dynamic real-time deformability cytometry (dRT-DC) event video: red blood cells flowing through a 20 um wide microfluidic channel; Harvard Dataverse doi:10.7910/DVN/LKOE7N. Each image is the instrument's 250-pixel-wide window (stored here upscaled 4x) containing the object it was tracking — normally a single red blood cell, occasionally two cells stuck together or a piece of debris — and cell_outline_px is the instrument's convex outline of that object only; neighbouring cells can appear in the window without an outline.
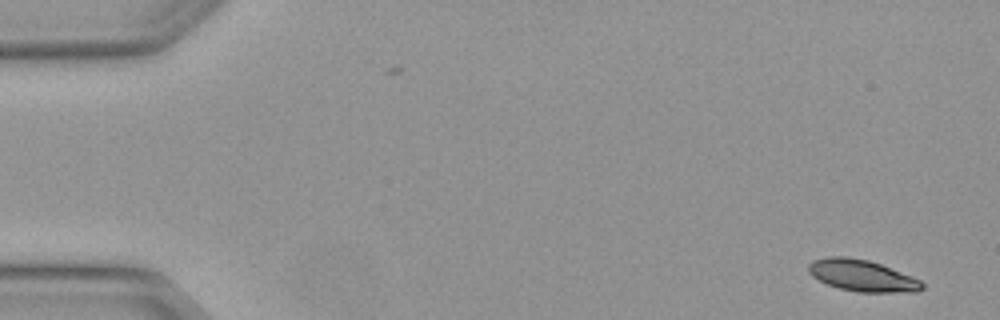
{"species": "Egyptian fruit bat (a non-hibernating species)", "species_latin": "Rousettus aegyptiacus", "temperature_condition": "warm", "stored_images_in_passage": 6, "camera_frame_rate_fps": 3000, "um_per_image_px": 0.085, "animal": {"sex": "female"}, "frame": {"image": 1, "passage_image": 1, "time_ms": 0.0, "image_size_px": [1000, 320], "cell_outline_px": [[924, 288], [916, 292], [860, 292], [840, 288], [828, 284], [812, 276], [808, 272], [808, 264], [812, 260], [828, 256], [844, 256], [868, 260], [880, 264], [912, 276], [920, 280], [924, 284]], "centroid_in_image_um": [73.28, 23.42], "position_along_channel_um": 11.7, "area_um2": 20.81}}
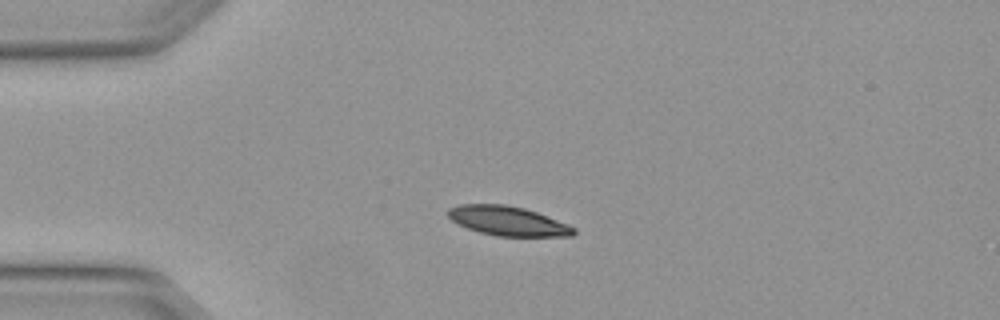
{"frame": {"image": 2, "passage_image": 4, "time_ms": 1.0, "image_size_px": [1000, 320], "cell_outline_px": [[576, 232], [572, 236], [496, 236], [480, 232], [468, 228], [452, 220], [448, 216], [448, 208], [460, 204], [504, 204], [524, 208], [536, 212], [568, 224], [576, 228]], "centroid_in_image_um": [43.18, 18.78], "position_along_channel_um": 41.8, "area_um2": 21.39}}
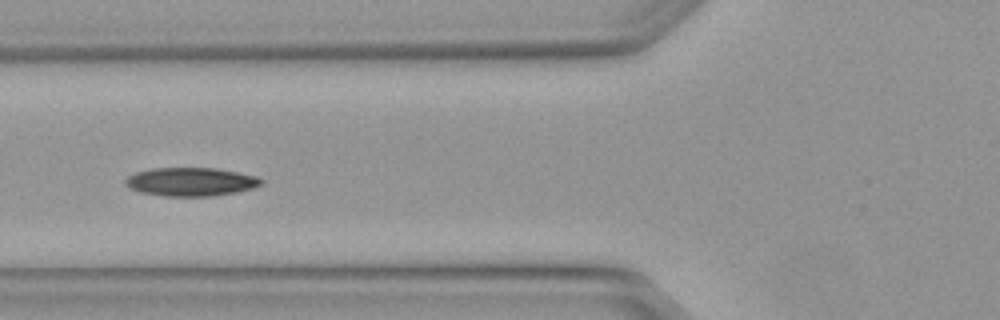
{"frame": {"image": 3, "passage_image": 6, "time_ms": 1.667, "image_size_px": [1000, 320], "cell_outline_px": [[264, 184], [252, 188], [236, 192], [212, 196], [164, 196], [140, 192], [124, 184], [124, 180], [128, 176], [136, 172], [152, 168], [216, 168], [256, 176], [264, 180]], "centroid_in_image_um": [16.23, 15.45], "position_along_channel_um": 109.6, "area_um2": 22.54}}